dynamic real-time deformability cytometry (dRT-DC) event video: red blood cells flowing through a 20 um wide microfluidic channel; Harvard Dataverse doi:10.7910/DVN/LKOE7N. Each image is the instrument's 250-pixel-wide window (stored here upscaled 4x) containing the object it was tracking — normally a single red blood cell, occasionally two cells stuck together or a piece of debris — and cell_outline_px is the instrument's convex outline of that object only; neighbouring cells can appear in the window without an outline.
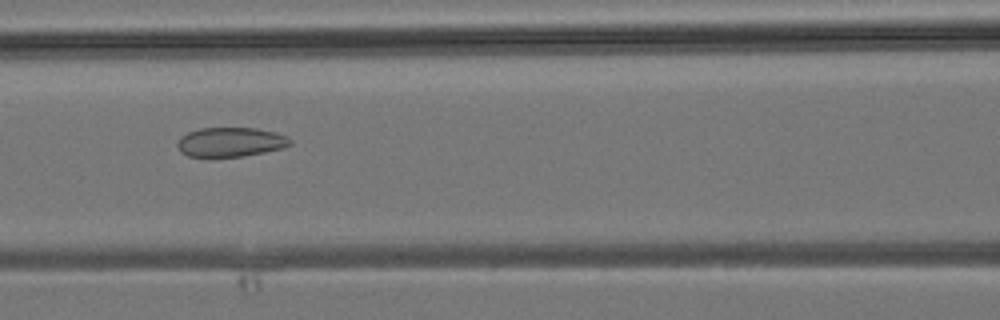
{"species": "common noctule bat (a hibernating species)", "species_latin": "Nyctalus noctula", "temperature_condition": "room temperature", "stored_images_in_passage": 4, "camera_frame_rate_fps": 3000, "um_per_image_px": 0.085, "animal": {"sex": "male", "body_mass_g": 19.2, "forearm_length_mm": 51.8}, "frame": {"image": 1, "passage_image": 4, "time_ms": 1.0, "image_size_px": [1000, 320], "cell_outline_px": [[292, 144], [284, 148], [244, 156], [188, 156], [180, 152], [176, 144], [180, 136], [188, 132], [200, 128], [256, 128], [276, 132], [288, 136], [292, 140]], "centroid_in_image_um": [19.62, 12.06], "position_along_channel_um": 147.0, "area_um2": 19.42}}